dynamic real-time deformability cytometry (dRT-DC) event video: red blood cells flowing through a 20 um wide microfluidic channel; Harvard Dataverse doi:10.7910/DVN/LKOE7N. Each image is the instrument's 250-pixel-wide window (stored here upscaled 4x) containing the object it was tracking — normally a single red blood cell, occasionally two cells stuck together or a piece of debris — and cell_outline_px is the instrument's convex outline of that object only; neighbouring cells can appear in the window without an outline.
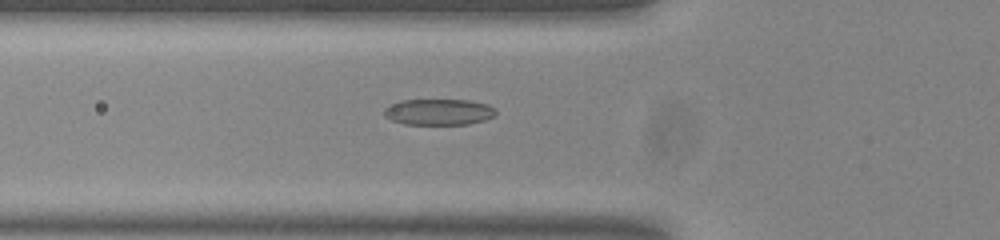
{"species": "common noctule bat (a hibernating species)", "species_latin": "Nyctalus noctula", "temperature_condition": "room temperature", "stored_images_in_passage": 49, "camera_frame_rate_fps": 3000, "um_per_image_px": 0.085, "animal": {"sex": "male", "body_mass_g": 20.0, "forearm_length_mm": 53.3}, "frame": {"image": 1, "passage_image": 14, "time_ms": 4.333, "image_size_px": [1000, 240], "cell_outline_px": [[496, 116], [484, 120], [468, 124], [404, 124], [392, 120], [384, 116], [384, 108], [400, 100], [468, 100], [488, 104], [496, 108]], "centroid_in_image_um": [37.32, 9.51], "position_along_channel_um": 88.5, "area_um2": 17.05}}
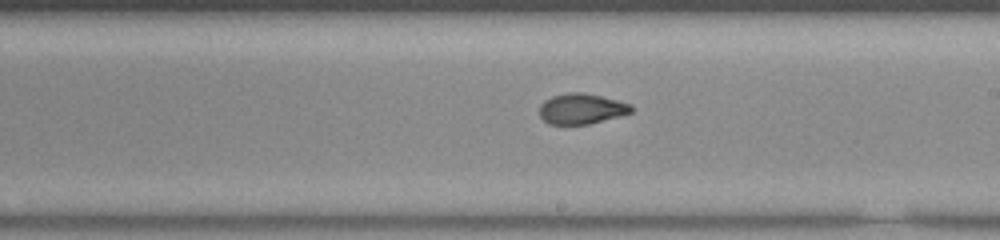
{"frame": {"image": 2, "passage_image": 26, "time_ms": 8.333, "image_size_px": [1000, 240], "cell_outline_px": [[636, 108], [632, 112], [620, 116], [588, 124], [548, 124], [540, 116], [540, 104], [544, 100], [552, 96], [568, 92], [580, 92], [600, 96], [632, 104]], "centroid_in_image_um": [49.44, 9.24], "position_along_channel_um": 239.6, "area_um2": 16.36}}
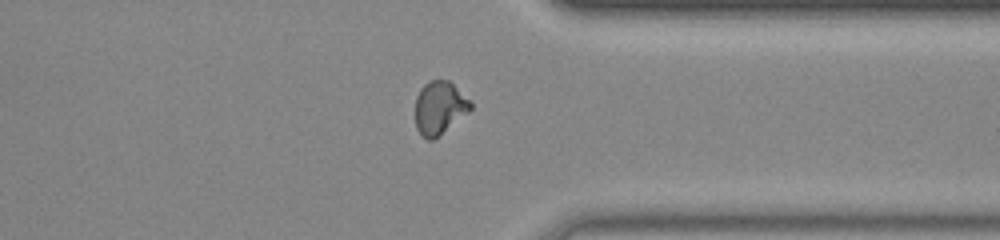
{"frame": {"image": 3, "passage_image": 37, "time_ms": 12.0, "image_size_px": [1000, 240], "cell_outline_px": [[472, 108], [468, 112], [432, 140], [428, 140], [416, 128], [416, 96], [420, 88], [428, 80], [448, 80], [472, 104]], "centroid_in_image_um": [37.32, 9.14], "position_along_channel_um": 374.1, "area_um2": 16.59}, "authors_computed_cell_mechanics": {"area_um2": 16.9354, "velocity_mm_per_s": 3.7619, "shape_relaxation_time_tau1_ms": null, "shape_relaxation_time_tau2_ms": 0.9884, "deformation_change_tau1": null, "deformation_change_tau2": 0.063}}